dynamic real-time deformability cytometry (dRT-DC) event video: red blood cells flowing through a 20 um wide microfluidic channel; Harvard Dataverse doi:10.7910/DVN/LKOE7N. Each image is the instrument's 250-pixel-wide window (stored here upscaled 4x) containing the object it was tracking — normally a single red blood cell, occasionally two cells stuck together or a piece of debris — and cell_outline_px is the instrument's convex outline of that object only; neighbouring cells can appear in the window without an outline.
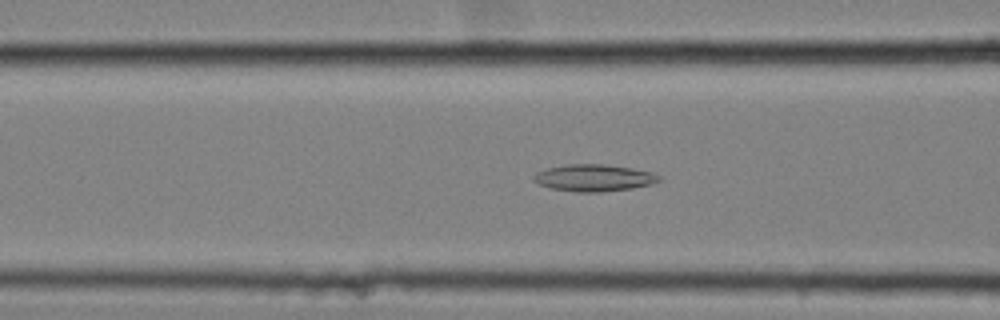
{"species": "common noctule bat (a hibernating species)", "species_latin": "Nyctalus noctula", "temperature_condition": "cold", "stored_images_in_passage": 57, "camera_frame_rate_fps": 3000, "um_per_image_px": 0.085, "animal": {"sex": "female", "body_mass_g": 25.1}, "frame": {"image": 1, "passage_image": 23, "time_ms": 7.333, "image_size_px": [1000, 320], "cell_outline_px": [[660, 180], [652, 184], [632, 188], [600, 192], [576, 192], [552, 188], [540, 184], [532, 180], [532, 176], [536, 172], [548, 168], [568, 164], [604, 164], [632, 168], [652, 172], [660, 176]], "centroid_in_image_um": [50.48, 15.11], "position_along_channel_um": 116.1, "area_um2": 19.59}}
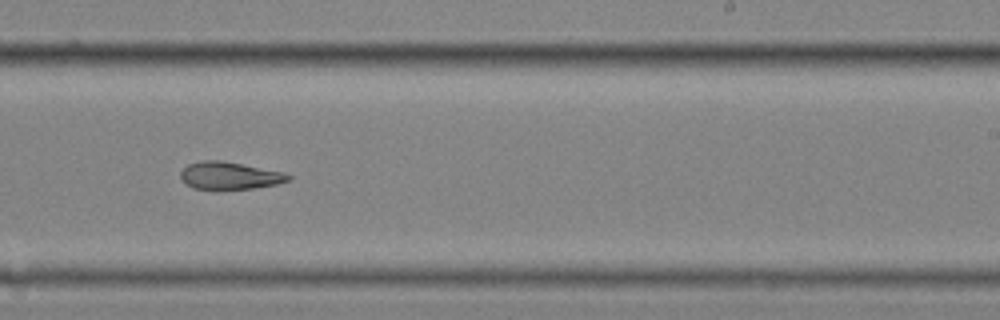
{"frame": {"image": 2, "passage_image": 36, "time_ms": 11.667, "image_size_px": [1000, 320], "cell_outline_px": [[292, 180], [276, 184], [252, 188], [220, 192], [192, 188], [180, 180], [180, 172], [188, 164], [204, 160], [220, 160], [284, 172], [292, 176]], "centroid_in_image_um": [19.48, 14.97], "position_along_channel_um": 269.5, "area_um2": 17.86}}
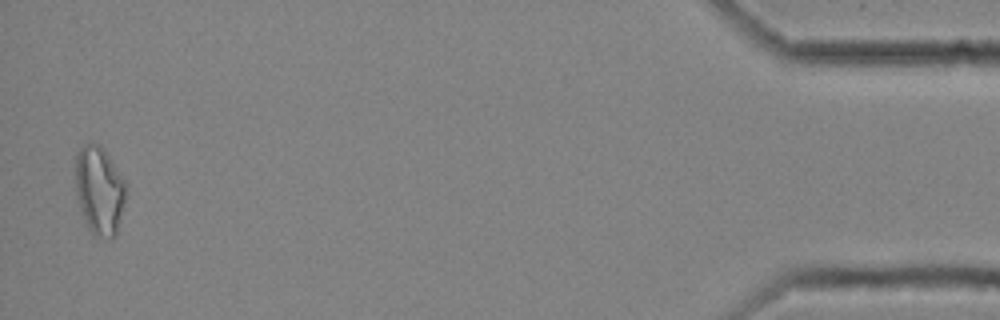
{"frame": {"image": 3, "passage_image": 56, "time_ms": 18.333, "image_size_px": [1000, 320], "cell_outline_px": [[128, 192], [116, 236], [108, 240], [92, 236], [80, 212], [76, 196], [76, 152], [84, 144], [100, 144], [104, 148], [112, 160], [124, 180]], "centroid_in_image_um": [8.46, 16.24], "position_along_channel_um": 426.7, "area_um2": 26.7}, "authors_computed_cell_mechanics": {"area_um2": 20.7502, "velocity_mm_per_s": 3.5461, "shape_relaxation_time_tau1_ms": null, "shape_relaxation_time_tau2_ms": 10.1343, "deformation_change_tau1": null, "deformation_change_tau2": 0.203}}